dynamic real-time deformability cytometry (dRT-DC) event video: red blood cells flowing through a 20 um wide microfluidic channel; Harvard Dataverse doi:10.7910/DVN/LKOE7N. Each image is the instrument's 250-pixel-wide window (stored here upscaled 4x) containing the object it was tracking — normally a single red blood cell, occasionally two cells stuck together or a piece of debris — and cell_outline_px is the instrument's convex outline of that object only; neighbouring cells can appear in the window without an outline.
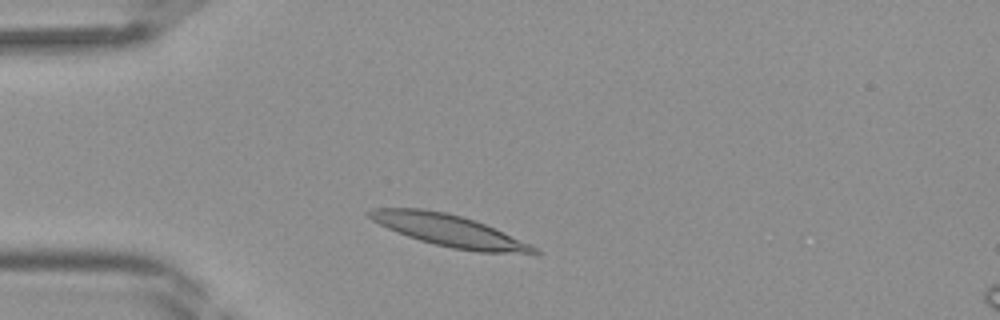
{"species": "Egyptian fruit bat (a non-hibernating species)", "species_latin": "Rousettus aegyptiacus", "temperature_condition": "room temperature", "stored_images_in_passage": 35, "camera_frame_rate_fps": 3000, "um_per_image_px": 0.085, "frame": {"image": 1, "passage_image": 4, "time_ms": 1.0, "image_size_px": [1000, 320], "cell_outline_px": [[544, 252], [480, 252], [452, 248], [420, 240], [408, 236], [388, 228], [372, 220], [364, 212], [372, 208], [424, 208], [444, 212], [476, 220], [496, 228]], "centroid_in_image_um": [38.09, 19.56], "position_along_channel_um": 46.9, "area_um2": 29.88}}
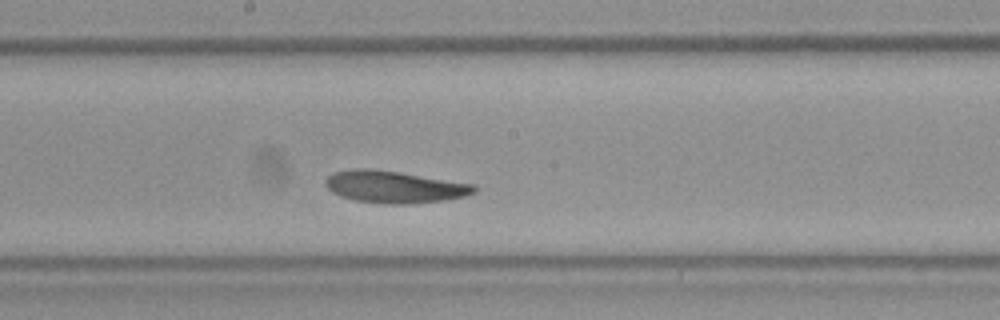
{"frame": {"image": 2, "passage_image": 16, "time_ms": 5.0, "image_size_px": [1000, 320], "cell_outline_px": [[476, 192], [464, 196], [444, 200], [408, 204], [384, 204], [356, 200], [340, 196], [332, 192], [324, 184], [324, 180], [332, 172], [352, 168], [368, 168], [400, 172], [476, 184]], "centroid_in_image_um": [33.5, 15.87], "position_along_channel_um": 214.7, "area_um2": 27.98}}
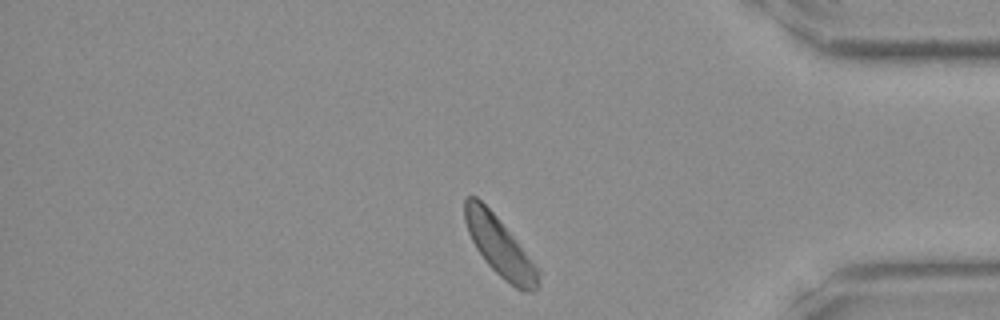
{"frame": {"image": 3, "passage_image": 29, "time_ms": 9.333, "image_size_px": [1000, 320], "cell_outline_px": [[540, 272], [536, 292], [524, 292], [516, 288], [504, 280], [484, 260], [476, 248], [468, 232], [464, 220], [464, 200], [468, 196], [476, 196], [496, 216], [540, 268]], "centroid_in_image_um": [42.49, 20.98], "position_along_channel_um": 392.7, "area_um2": 25.2}}